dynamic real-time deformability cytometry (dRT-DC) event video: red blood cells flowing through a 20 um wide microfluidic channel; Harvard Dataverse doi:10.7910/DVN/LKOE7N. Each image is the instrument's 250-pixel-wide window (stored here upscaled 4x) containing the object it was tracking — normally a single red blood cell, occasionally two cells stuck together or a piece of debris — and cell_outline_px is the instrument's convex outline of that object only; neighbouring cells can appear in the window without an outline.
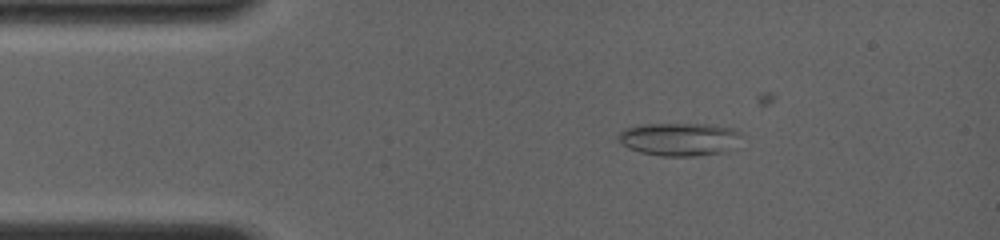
{"species": "common noctule bat (a hibernating species)", "species_latin": "Nyctalus noctula", "temperature_condition": "room temperature", "stored_images_in_passage": 6, "camera_frame_rate_fps": 4000, "um_per_image_px": 0.085, "animal": {"sex": "female", "body_mass_g": 19.0, "forearm_length_mm": 56.7}, "frame": {"image": 1, "passage_image": 3, "time_ms": 2.0, "image_size_px": [1000, 240], "cell_outline_px": [[740, 136], [736, 148], [728, 152], [696, 156], [660, 156], [640, 152], [628, 148], [620, 144], [616, 136], [624, 128], [640, 124], [712, 124], [736, 128], [740, 132]], "centroid_in_image_um": [57.77, 11.83], "position_along_channel_um": 27.2, "area_um2": 24.39}}